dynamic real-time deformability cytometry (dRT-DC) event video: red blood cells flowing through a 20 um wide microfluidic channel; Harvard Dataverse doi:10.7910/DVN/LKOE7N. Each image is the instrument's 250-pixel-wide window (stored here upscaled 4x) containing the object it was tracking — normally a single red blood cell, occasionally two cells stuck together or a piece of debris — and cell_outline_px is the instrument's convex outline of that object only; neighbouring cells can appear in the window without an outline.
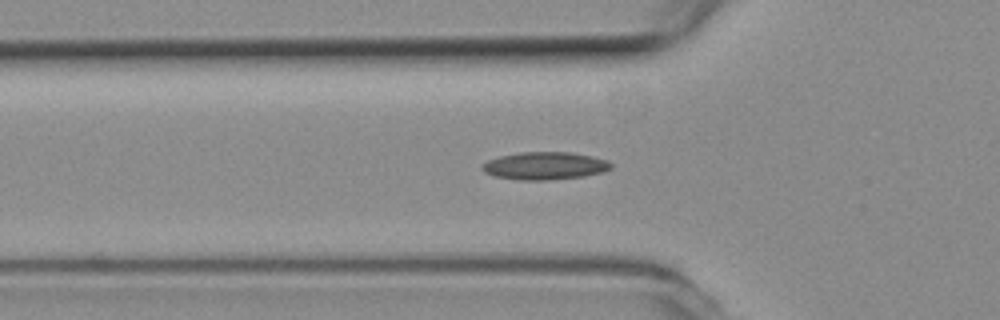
{"species": "common noctule bat (a hibernating species)", "species_latin": "Nyctalus noctula", "temperature_condition": "room temperature", "stored_images_in_passage": 48, "camera_frame_rate_fps": 3000, "um_per_image_px": 0.085, "animal": {"sex": "female", "body_mass_g": 19.3, "forearm_length_mm": 54.1}, "frame": {"image": 1, "passage_image": 17, "time_ms": 5.333, "image_size_px": [1000, 320], "cell_outline_px": [[612, 168], [604, 172], [584, 176], [548, 180], [520, 180], [496, 176], [484, 172], [480, 168], [480, 164], [488, 160], [500, 156], [520, 152], [572, 152], [592, 156], [608, 160], [612, 164]], "centroid_in_image_um": [46.32, 14.09], "position_along_channel_um": 79.5, "area_um2": 20.92}}
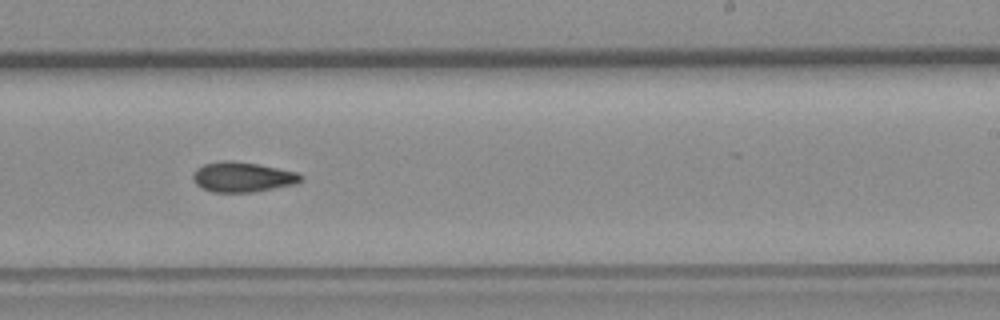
{"frame": {"image": 2, "passage_image": 32, "time_ms": 10.333, "image_size_px": [1000, 320], "cell_outline_px": [[304, 180], [296, 184], [252, 192], [212, 192], [196, 184], [192, 176], [192, 172], [196, 168], [204, 164], [220, 160], [232, 160], [256, 164], [296, 172], [304, 176]], "centroid_in_image_um": [20.61, 15.04], "position_along_channel_um": 268.4, "area_um2": 18.9}}
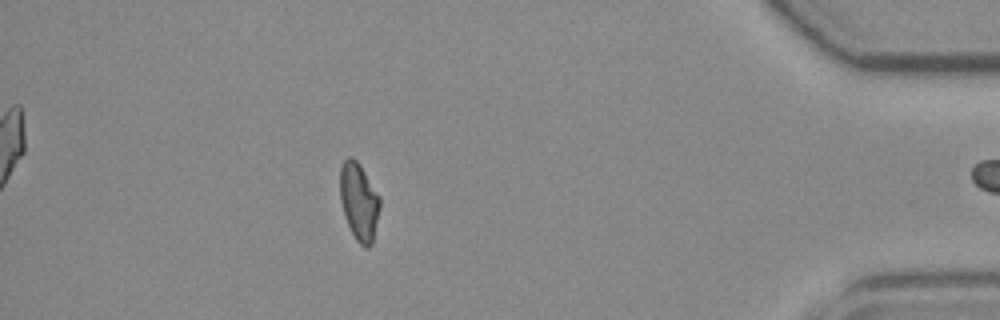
{"frame": {"image": 3, "passage_image": 47, "time_ms": 15.333, "image_size_px": [1000, 320], "cell_outline_px": [[380, 208], [372, 244], [368, 248], [364, 248], [356, 240], [344, 216], [340, 200], [340, 164], [348, 156], [352, 156], [360, 164], [380, 196]], "centroid_in_image_um": [30.51, 17.11], "position_along_channel_um": 404.7, "area_um2": 18.21}}